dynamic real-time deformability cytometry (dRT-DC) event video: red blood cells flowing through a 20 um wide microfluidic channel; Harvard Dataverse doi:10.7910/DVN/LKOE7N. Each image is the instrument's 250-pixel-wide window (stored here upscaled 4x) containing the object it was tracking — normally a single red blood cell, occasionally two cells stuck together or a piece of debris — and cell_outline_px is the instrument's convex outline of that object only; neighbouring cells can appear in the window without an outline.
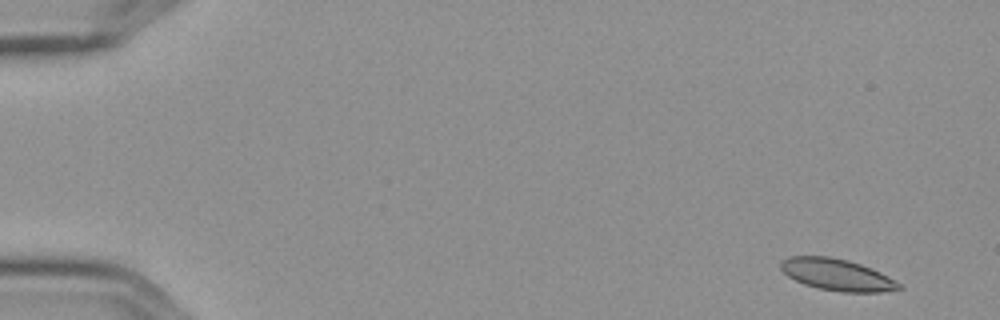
{"species": "Egyptian fruit bat (a non-hibernating species)", "species_latin": "Rousettus aegyptiacus", "temperature_condition": "cold", "stored_images_in_passage": 5, "camera_frame_rate_fps": 3000, "um_per_image_px": 0.085, "frame": {"image": 1, "passage_image": 2, "time_ms": 0.333, "image_size_px": [1000, 320], "cell_outline_px": [[904, 288], [880, 292], [840, 292], [816, 288], [804, 284], [788, 276], [780, 268], [780, 264], [788, 256], [828, 256], [848, 260], [872, 268], [888, 276], [900, 284]], "centroid_in_image_um": [71.14, 23.35], "position_along_channel_um": 13.9, "area_um2": 21.79}}
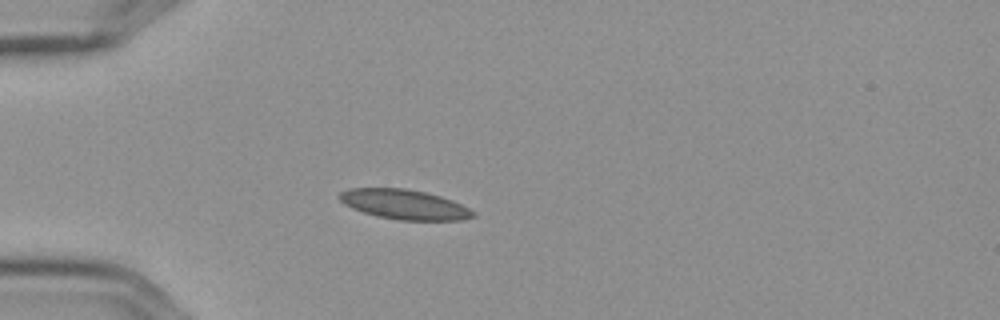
{"frame": {"image": 2, "passage_image": 5, "time_ms": 1.333, "image_size_px": [1000, 320], "cell_outline_px": [[476, 216], [460, 220], [400, 220], [376, 216], [352, 208], [344, 204], [336, 196], [340, 192], [348, 188], [404, 188], [424, 192], [440, 196], [452, 200], [476, 212]], "centroid_in_image_um": [34.34, 17.37], "position_along_channel_um": 50.7, "area_um2": 23.18}}